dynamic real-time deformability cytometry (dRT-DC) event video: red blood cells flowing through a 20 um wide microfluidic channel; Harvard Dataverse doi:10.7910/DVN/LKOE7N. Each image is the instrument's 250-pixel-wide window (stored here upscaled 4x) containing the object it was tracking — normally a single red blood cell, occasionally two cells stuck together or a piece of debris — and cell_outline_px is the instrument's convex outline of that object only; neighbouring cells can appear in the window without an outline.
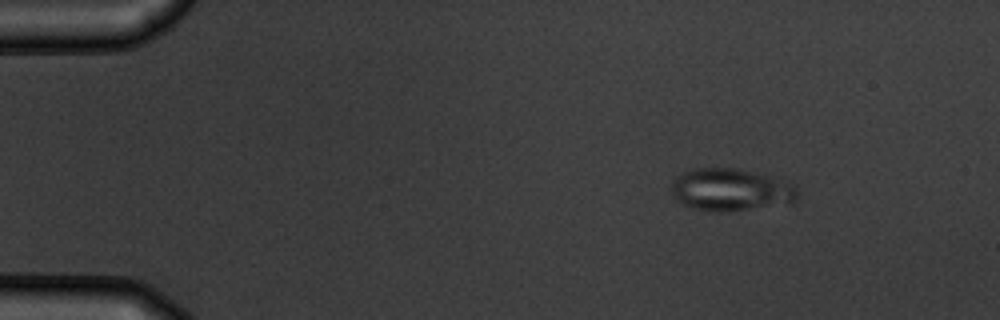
{"species": "common noctule bat (a hibernating species)", "species_latin": "Nyctalus noctula", "temperature_condition": "warm", "stored_images_in_passage": 5, "camera_frame_rate_fps": 3000, "um_per_image_px": 0.085, "animal": {"sex": "male", "body_mass_g": 19.5, "forearm_length_mm": 54.6}, "frame": {"image": 1, "passage_image": 2, "time_ms": 1.333, "image_size_px": [1000, 320], "cell_outline_px": [[796, 200], [792, 204], [720, 212], [716, 212], [692, 208], [676, 200], [672, 196], [668, 188], [672, 180], [676, 176], [684, 172], [696, 168], [732, 168], [788, 180], [796, 184]], "centroid_in_image_um": [62.1, 16.14], "position_along_channel_um": 22.9, "area_um2": 31.56}}